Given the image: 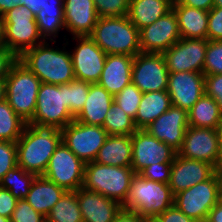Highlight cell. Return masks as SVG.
<instances>
[{
	"instance_id": "13",
	"label": "cell",
	"mask_w": 222,
	"mask_h": 222,
	"mask_svg": "<svg viewBox=\"0 0 222 222\" xmlns=\"http://www.w3.org/2000/svg\"><path fill=\"white\" fill-rule=\"evenodd\" d=\"M168 68L162 53H139L134 57L132 83L142 93L167 90Z\"/></svg>"
},
{
	"instance_id": "46",
	"label": "cell",
	"mask_w": 222,
	"mask_h": 222,
	"mask_svg": "<svg viewBox=\"0 0 222 222\" xmlns=\"http://www.w3.org/2000/svg\"><path fill=\"white\" fill-rule=\"evenodd\" d=\"M16 203L17 199L11 194V192L0 187V215L6 218H11Z\"/></svg>"
},
{
	"instance_id": "19",
	"label": "cell",
	"mask_w": 222,
	"mask_h": 222,
	"mask_svg": "<svg viewBox=\"0 0 222 222\" xmlns=\"http://www.w3.org/2000/svg\"><path fill=\"white\" fill-rule=\"evenodd\" d=\"M188 127V112L172 105L145 130L178 152Z\"/></svg>"
},
{
	"instance_id": "18",
	"label": "cell",
	"mask_w": 222,
	"mask_h": 222,
	"mask_svg": "<svg viewBox=\"0 0 222 222\" xmlns=\"http://www.w3.org/2000/svg\"><path fill=\"white\" fill-rule=\"evenodd\" d=\"M167 93L173 106L188 112L205 94V75L191 71L169 73Z\"/></svg>"
},
{
	"instance_id": "11",
	"label": "cell",
	"mask_w": 222,
	"mask_h": 222,
	"mask_svg": "<svg viewBox=\"0 0 222 222\" xmlns=\"http://www.w3.org/2000/svg\"><path fill=\"white\" fill-rule=\"evenodd\" d=\"M85 165L61 142L50 157L43 177L54 182L65 191H77L83 186Z\"/></svg>"
},
{
	"instance_id": "2",
	"label": "cell",
	"mask_w": 222,
	"mask_h": 222,
	"mask_svg": "<svg viewBox=\"0 0 222 222\" xmlns=\"http://www.w3.org/2000/svg\"><path fill=\"white\" fill-rule=\"evenodd\" d=\"M61 142V130L56 126L27 123L16 142L17 165L26 172L43 176L50 157Z\"/></svg>"
},
{
	"instance_id": "14",
	"label": "cell",
	"mask_w": 222,
	"mask_h": 222,
	"mask_svg": "<svg viewBox=\"0 0 222 222\" xmlns=\"http://www.w3.org/2000/svg\"><path fill=\"white\" fill-rule=\"evenodd\" d=\"M207 46L208 39L181 38L162 53L168 72L203 73Z\"/></svg>"
},
{
	"instance_id": "15",
	"label": "cell",
	"mask_w": 222,
	"mask_h": 222,
	"mask_svg": "<svg viewBox=\"0 0 222 222\" xmlns=\"http://www.w3.org/2000/svg\"><path fill=\"white\" fill-rule=\"evenodd\" d=\"M177 153L184 158L209 163L218 170L221 166L218 130L189 126Z\"/></svg>"
},
{
	"instance_id": "7",
	"label": "cell",
	"mask_w": 222,
	"mask_h": 222,
	"mask_svg": "<svg viewBox=\"0 0 222 222\" xmlns=\"http://www.w3.org/2000/svg\"><path fill=\"white\" fill-rule=\"evenodd\" d=\"M2 18L3 46L17 57L45 41L39 32L35 15L27 7L16 6Z\"/></svg>"
},
{
	"instance_id": "21",
	"label": "cell",
	"mask_w": 222,
	"mask_h": 222,
	"mask_svg": "<svg viewBox=\"0 0 222 222\" xmlns=\"http://www.w3.org/2000/svg\"><path fill=\"white\" fill-rule=\"evenodd\" d=\"M63 10L67 34L61 36V41L73 36H89L92 33L99 18L93 0H64Z\"/></svg>"
},
{
	"instance_id": "10",
	"label": "cell",
	"mask_w": 222,
	"mask_h": 222,
	"mask_svg": "<svg viewBox=\"0 0 222 222\" xmlns=\"http://www.w3.org/2000/svg\"><path fill=\"white\" fill-rule=\"evenodd\" d=\"M70 39L74 44L71 48ZM65 42L69 47L75 79L97 83L107 54L89 36H73Z\"/></svg>"
},
{
	"instance_id": "38",
	"label": "cell",
	"mask_w": 222,
	"mask_h": 222,
	"mask_svg": "<svg viewBox=\"0 0 222 222\" xmlns=\"http://www.w3.org/2000/svg\"><path fill=\"white\" fill-rule=\"evenodd\" d=\"M204 75L222 74V41L208 40L203 66Z\"/></svg>"
},
{
	"instance_id": "25",
	"label": "cell",
	"mask_w": 222,
	"mask_h": 222,
	"mask_svg": "<svg viewBox=\"0 0 222 222\" xmlns=\"http://www.w3.org/2000/svg\"><path fill=\"white\" fill-rule=\"evenodd\" d=\"M96 163L131 167L132 142L130 135H108L94 160Z\"/></svg>"
},
{
	"instance_id": "49",
	"label": "cell",
	"mask_w": 222,
	"mask_h": 222,
	"mask_svg": "<svg viewBox=\"0 0 222 222\" xmlns=\"http://www.w3.org/2000/svg\"><path fill=\"white\" fill-rule=\"evenodd\" d=\"M113 222H151V220L141 217L137 212L122 208Z\"/></svg>"
},
{
	"instance_id": "1",
	"label": "cell",
	"mask_w": 222,
	"mask_h": 222,
	"mask_svg": "<svg viewBox=\"0 0 222 222\" xmlns=\"http://www.w3.org/2000/svg\"><path fill=\"white\" fill-rule=\"evenodd\" d=\"M57 42L45 40L18 57L41 83L63 85L75 79L69 47L65 41Z\"/></svg>"
},
{
	"instance_id": "42",
	"label": "cell",
	"mask_w": 222,
	"mask_h": 222,
	"mask_svg": "<svg viewBox=\"0 0 222 222\" xmlns=\"http://www.w3.org/2000/svg\"><path fill=\"white\" fill-rule=\"evenodd\" d=\"M10 219L11 222H46V217L34 210L25 199L17 200Z\"/></svg>"
},
{
	"instance_id": "29",
	"label": "cell",
	"mask_w": 222,
	"mask_h": 222,
	"mask_svg": "<svg viewBox=\"0 0 222 222\" xmlns=\"http://www.w3.org/2000/svg\"><path fill=\"white\" fill-rule=\"evenodd\" d=\"M168 0H130L128 18L140 30L172 10Z\"/></svg>"
},
{
	"instance_id": "50",
	"label": "cell",
	"mask_w": 222,
	"mask_h": 222,
	"mask_svg": "<svg viewBox=\"0 0 222 222\" xmlns=\"http://www.w3.org/2000/svg\"><path fill=\"white\" fill-rule=\"evenodd\" d=\"M180 3L204 11H209L213 7V0H182Z\"/></svg>"
},
{
	"instance_id": "9",
	"label": "cell",
	"mask_w": 222,
	"mask_h": 222,
	"mask_svg": "<svg viewBox=\"0 0 222 222\" xmlns=\"http://www.w3.org/2000/svg\"><path fill=\"white\" fill-rule=\"evenodd\" d=\"M72 121L74 117L67 108L66 84L41 83L36 110L33 119L28 123L53 125L62 130Z\"/></svg>"
},
{
	"instance_id": "16",
	"label": "cell",
	"mask_w": 222,
	"mask_h": 222,
	"mask_svg": "<svg viewBox=\"0 0 222 222\" xmlns=\"http://www.w3.org/2000/svg\"><path fill=\"white\" fill-rule=\"evenodd\" d=\"M131 142V168L135 174L154 163L173 162L177 154L170 146L159 141L145 129H137L131 135Z\"/></svg>"
},
{
	"instance_id": "32",
	"label": "cell",
	"mask_w": 222,
	"mask_h": 222,
	"mask_svg": "<svg viewBox=\"0 0 222 222\" xmlns=\"http://www.w3.org/2000/svg\"><path fill=\"white\" fill-rule=\"evenodd\" d=\"M46 222H83L76 191H66L51 208Z\"/></svg>"
},
{
	"instance_id": "8",
	"label": "cell",
	"mask_w": 222,
	"mask_h": 222,
	"mask_svg": "<svg viewBox=\"0 0 222 222\" xmlns=\"http://www.w3.org/2000/svg\"><path fill=\"white\" fill-rule=\"evenodd\" d=\"M222 181L219 171L210 179L174 195V205L196 222H205L210 210L220 201Z\"/></svg>"
},
{
	"instance_id": "5",
	"label": "cell",
	"mask_w": 222,
	"mask_h": 222,
	"mask_svg": "<svg viewBox=\"0 0 222 222\" xmlns=\"http://www.w3.org/2000/svg\"><path fill=\"white\" fill-rule=\"evenodd\" d=\"M172 205L174 195L168 184L149 181L135 174L123 209L137 212L141 217L152 220Z\"/></svg>"
},
{
	"instance_id": "56",
	"label": "cell",
	"mask_w": 222,
	"mask_h": 222,
	"mask_svg": "<svg viewBox=\"0 0 222 222\" xmlns=\"http://www.w3.org/2000/svg\"><path fill=\"white\" fill-rule=\"evenodd\" d=\"M213 6L222 7V0H213Z\"/></svg>"
},
{
	"instance_id": "41",
	"label": "cell",
	"mask_w": 222,
	"mask_h": 222,
	"mask_svg": "<svg viewBox=\"0 0 222 222\" xmlns=\"http://www.w3.org/2000/svg\"><path fill=\"white\" fill-rule=\"evenodd\" d=\"M17 166L16 142L0 141V180Z\"/></svg>"
},
{
	"instance_id": "59",
	"label": "cell",
	"mask_w": 222,
	"mask_h": 222,
	"mask_svg": "<svg viewBox=\"0 0 222 222\" xmlns=\"http://www.w3.org/2000/svg\"><path fill=\"white\" fill-rule=\"evenodd\" d=\"M218 171H219V173H220L221 181H222V164H221V166L219 167ZM221 186H222V184H221Z\"/></svg>"
},
{
	"instance_id": "58",
	"label": "cell",
	"mask_w": 222,
	"mask_h": 222,
	"mask_svg": "<svg viewBox=\"0 0 222 222\" xmlns=\"http://www.w3.org/2000/svg\"><path fill=\"white\" fill-rule=\"evenodd\" d=\"M172 5L181 2L182 0H168Z\"/></svg>"
},
{
	"instance_id": "20",
	"label": "cell",
	"mask_w": 222,
	"mask_h": 222,
	"mask_svg": "<svg viewBox=\"0 0 222 222\" xmlns=\"http://www.w3.org/2000/svg\"><path fill=\"white\" fill-rule=\"evenodd\" d=\"M218 170L211 164L176 154L171 169L169 187L173 195L210 179Z\"/></svg>"
},
{
	"instance_id": "44",
	"label": "cell",
	"mask_w": 222,
	"mask_h": 222,
	"mask_svg": "<svg viewBox=\"0 0 222 222\" xmlns=\"http://www.w3.org/2000/svg\"><path fill=\"white\" fill-rule=\"evenodd\" d=\"M205 94L214 98L222 110V74L205 75Z\"/></svg>"
},
{
	"instance_id": "47",
	"label": "cell",
	"mask_w": 222,
	"mask_h": 222,
	"mask_svg": "<svg viewBox=\"0 0 222 222\" xmlns=\"http://www.w3.org/2000/svg\"><path fill=\"white\" fill-rule=\"evenodd\" d=\"M18 60V57L5 47H0V81H5L11 67Z\"/></svg>"
},
{
	"instance_id": "54",
	"label": "cell",
	"mask_w": 222,
	"mask_h": 222,
	"mask_svg": "<svg viewBox=\"0 0 222 222\" xmlns=\"http://www.w3.org/2000/svg\"><path fill=\"white\" fill-rule=\"evenodd\" d=\"M219 142H220V160L222 164V124L218 128Z\"/></svg>"
},
{
	"instance_id": "4",
	"label": "cell",
	"mask_w": 222,
	"mask_h": 222,
	"mask_svg": "<svg viewBox=\"0 0 222 222\" xmlns=\"http://www.w3.org/2000/svg\"><path fill=\"white\" fill-rule=\"evenodd\" d=\"M135 172L131 167L109 166L95 161L86 163L83 188L126 203Z\"/></svg>"
},
{
	"instance_id": "23",
	"label": "cell",
	"mask_w": 222,
	"mask_h": 222,
	"mask_svg": "<svg viewBox=\"0 0 222 222\" xmlns=\"http://www.w3.org/2000/svg\"><path fill=\"white\" fill-rule=\"evenodd\" d=\"M133 60L134 57L130 55H107L103 71L97 84L115 96L132 82Z\"/></svg>"
},
{
	"instance_id": "40",
	"label": "cell",
	"mask_w": 222,
	"mask_h": 222,
	"mask_svg": "<svg viewBox=\"0 0 222 222\" xmlns=\"http://www.w3.org/2000/svg\"><path fill=\"white\" fill-rule=\"evenodd\" d=\"M173 162H163L151 164L141 170L138 175L149 181L169 184Z\"/></svg>"
},
{
	"instance_id": "26",
	"label": "cell",
	"mask_w": 222,
	"mask_h": 222,
	"mask_svg": "<svg viewBox=\"0 0 222 222\" xmlns=\"http://www.w3.org/2000/svg\"><path fill=\"white\" fill-rule=\"evenodd\" d=\"M66 191L43 176H36L24 198L34 210L47 217L51 208Z\"/></svg>"
},
{
	"instance_id": "43",
	"label": "cell",
	"mask_w": 222,
	"mask_h": 222,
	"mask_svg": "<svg viewBox=\"0 0 222 222\" xmlns=\"http://www.w3.org/2000/svg\"><path fill=\"white\" fill-rule=\"evenodd\" d=\"M207 39L222 41V7L213 6L208 11Z\"/></svg>"
},
{
	"instance_id": "24",
	"label": "cell",
	"mask_w": 222,
	"mask_h": 222,
	"mask_svg": "<svg viewBox=\"0 0 222 222\" xmlns=\"http://www.w3.org/2000/svg\"><path fill=\"white\" fill-rule=\"evenodd\" d=\"M114 96L97 83L90 84L87 100L74 120L103 127L106 114L112 107Z\"/></svg>"
},
{
	"instance_id": "17",
	"label": "cell",
	"mask_w": 222,
	"mask_h": 222,
	"mask_svg": "<svg viewBox=\"0 0 222 222\" xmlns=\"http://www.w3.org/2000/svg\"><path fill=\"white\" fill-rule=\"evenodd\" d=\"M180 39L178 20L173 9L139 30L141 53H163Z\"/></svg>"
},
{
	"instance_id": "22",
	"label": "cell",
	"mask_w": 222,
	"mask_h": 222,
	"mask_svg": "<svg viewBox=\"0 0 222 222\" xmlns=\"http://www.w3.org/2000/svg\"><path fill=\"white\" fill-rule=\"evenodd\" d=\"M76 195L83 222H113L123 208L119 202L83 187Z\"/></svg>"
},
{
	"instance_id": "35",
	"label": "cell",
	"mask_w": 222,
	"mask_h": 222,
	"mask_svg": "<svg viewBox=\"0 0 222 222\" xmlns=\"http://www.w3.org/2000/svg\"><path fill=\"white\" fill-rule=\"evenodd\" d=\"M103 128L108 135L131 136L137 130L134 119L128 116L114 101L111 109L106 114Z\"/></svg>"
},
{
	"instance_id": "34",
	"label": "cell",
	"mask_w": 222,
	"mask_h": 222,
	"mask_svg": "<svg viewBox=\"0 0 222 222\" xmlns=\"http://www.w3.org/2000/svg\"><path fill=\"white\" fill-rule=\"evenodd\" d=\"M35 177V174L26 172L17 165L0 180V187L9 190L17 200L24 199Z\"/></svg>"
},
{
	"instance_id": "37",
	"label": "cell",
	"mask_w": 222,
	"mask_h": 222,
	"mask_svg": "<svg viewBox=\"0 0 222 222\" xmlns=\"http://www.w3.org/2000/svg\"><path fill=\"white\" fill-rule=\"evenodd\" d=\"M143 93L132 82L114 96V102L135 120Z\"/></svg>"
},
{
	"instance_id": "60",
	"label": "cell",
	"mask_w": 222,
	"mask_h": 222,
	"mask_svg": "<svg viewBox=\"0 0 222 222\" xmlns=\"http://www.w3.org/2000/svg\"><path fill=\"white\" fill-rule=\"evenodd\" d=\"M220 200L222 201V186L220 187Z\"/></svg>"
},
{
	"instance_id": "55",
	"label": "cell",
	"mask_w": 222,
	"mask_h": 222,
	"mask_svg": "<svg viewBox=\"0 0 222 222\" xmlns=\"http://www.w3.org/2000/svg\"><path fill=\"white\" fill-rule=\"evenodd\" d=\"M0 45H3V18L0 16Z\"/></svg>"
},
{
	"instance_id": "27",
	"label": "cell",
	"mask_w": 222,
	"mask_h": 222,
	"mask_svg": "<svg viewBox=\"0 0 222 222\" xmlns=\"http://www.w3.org/2000/svg\"><path fill=\"white\" fill-rule=\"evenodd\" d=\"M181 38L207 39L208 11L173 4Z\"/></svg>"
},
{
	"instance_id": "33",
	"label": "cell",
	"mask_w": 222,
	"mask_h": 222,
	"mask_svg": "<svg viewBox=\"0 0 222 222\" xmlns=\"http://www.w3.org/2000/svg\"><path fill=\"white\" fill-rule=\"evenodd\" d=\"M26 124L6 99L0 102V141L17 142Z\"/></svg>"
},
{
	"instance_id": "39",
	"label": "cell",
	"mask_w": 222,
	"mask_h": 222,
	"mask_svg": "<svg viewBox=\"0 0 222 222\" xmlns=\"http://www.w3.org/2000/svg\"><path fill=\"white\" fill-rule=\"evenodd\" d=\"M98 17L127 16L130 0H93Z\"/></svg>"
},
{
	"instance_id": "48",
	"label": "cell",
	"mask_w": 222,
	"mask_h": 222,
	"mask_svg": "<svg viewBox=\"0 0 222 222\" xmlns=\"http://www.w3.org/2000/svg\"><path fill=\"white\" fill-rule=\"evenodd\" d=\"M64 0H23V6L36 14L43 8H63Z\"/></svg>"
},
{
	"instance_id": "12",
	"label": "cell",
	"mask_w": 222,
	"mask_h": 222,
	"mask_svg": "<svg viewBox=\"0 0 222 222\" xmlns=\"http://www.w3.org/2000/svg\"><path fill=\"white\" fill-rule=\"evenodd\" d=\"M62 142L85 164L93 162L108 133L101 126L88 125L76 120L61 130Z\"/></svg>"
},
{
	"instance_id": "3",
	"label": "cell",
	"mask_w": 222,
	"mask_h": 222,
	"mask_svg": "<svg viewBox=\"0 0 222 222\" xmlns=\"http://www.w3.org/2000/svg\"><path fill=\"white\" fill-rule=\"evenodd\" d=\"M89 37L107 54L130 55L141 52L139 30L128 16L99 17Z\"/></svg>"
},
{
	"instance_id": "31",
	"label": "cell",
	"mask_w": 222,
	"mask_h": 222,
	"mask_svg": "<svg viewBox=\"0 0 222 222\" xmlns=\"http://www.w3.org/2000/svg\"><path fill=\"white\" fill-rule=\"evenodd\" d=\"M35 20L44 40L58 41L59 35L66 32L63 8H43L36 14Z\"/></svg>"
},
{
	"instance_id": "6",
	"label": "cell",
	"mask_w": 222,
	"mask_h": 222,
	"mask_svg": "<svg viewBox=\"0 0 222 222\" xmlns=\"http://www.w3.org/2000/svg\"><path fill=\"white\" fill-rule=\"evenodd\" d=\"M5 83L8 104L24 122H30L36 110L40 79L17 60Z\"/></svg>"
},
{
	"instance_id": "52",
	"label": "cell",
	"mask_w": 222,
	"mask_h": 222,
	"mask_svg": "<svg viewBox=\"0 0 222 222\" xmlns=\"http://www.w3.org/2000/svg\"><path fill=\"white\" fill-rule=\"evenodd\" d=\"M19 5H23V0H0V16Z\"/></svg>"
},
{
	"instance_id": "57",
	"label": "cell",
	"mask_w": 222,
	"mask_h": 222,
	"mask_svg": "<svg viewBox=\"0 0 222 222\" xmlns=\"http://www.w3.org/2000/svg\"><path fill=\"white\" fill-rule=\"evenodd\" d=\"M0 222H11V219L0 215Z\"/></svg>"
},
{
	"instance_id": "28",
	"label": "cell",
	"mask_w": 222,
	"mask_h": 222,
	"mask_svg": "<svg viewBox=\"0 0 222 222\" xmlns=\"http://www.w3.org/2000/svg\"><path fill=\"white\" fill-rule=\"evenodd\" d=\"M171 98L167 90L143 93L134 123L137 129H146L170 107Z\"/></svg>"
},
{
	"instance_id": "30",
	"label": "cell",
	"mask_w": 222,
	"mask_h": 222,
	"mask_svg": "<svg viewBox=\"0 0 222 222\" xmlns=\"http://www.w3.org/2000/svg\"><path fill=\"white\" fill-rule=\"evenodd\" d=\"M188 122L191 127L218 130L222 124V110L214 98L204 94L188 111Z\"/></svg>"
},
{
	"instance_id": "45",
	"label": "cell",
	"mask_w": 222,
	"mask_h": 222,
	"mask_svg": "<svg viewBox=\"0 0 222 222\" xmlns=\"http://www.w3.org/2000/svg\"><path fill=\"white\" fill-rule=\"evenodd\" d=\"M151 222H196L182 213L175 205L155 216Z\"/></svg>"
},
{
	"instance_id": "53",
	"label": "cell",
	"mask_w": 222,
	"mask_h": 222,
	"mask_svg": "<svg viewBox=\"0 0 222 222\" xmlns=\"http://www.w3.org/2000/svg\"><path fill=\"white\" fill-rule=\"evenodd\" d=\"M6 99V83L0 81V102Z\"/></svg>"
},
{
	"instance_id": "36",
	"label": "cell",
	"mask_w": 222,
	"mask_h": 222,
	"mask_svg": "<svg viewBox=\"0 0 222 222\" xmlns=\"http://www.w3.org/2000/svg\"><path fill=\"white\" fill-rule=\"evenodd\" d=\"M89 82L74 79L66 84L67 108L75 118L83 109L90 88Z\"/></svg>"
},
{
	"instance_id": "51",
	"label": "cell",
	"mask_w": 222,
	"mask_h": 222,
	"mask_svg": "<svg viewBox=\"0 0 222 222\" xmlns=\"http://www.w3.org/2000/svg\"><path fill=\"white\" fill-rule=\"evenodd\" d=\"M206 222H222V201L220 200L209 212Z\"/></svg>"
}]
</instances>
